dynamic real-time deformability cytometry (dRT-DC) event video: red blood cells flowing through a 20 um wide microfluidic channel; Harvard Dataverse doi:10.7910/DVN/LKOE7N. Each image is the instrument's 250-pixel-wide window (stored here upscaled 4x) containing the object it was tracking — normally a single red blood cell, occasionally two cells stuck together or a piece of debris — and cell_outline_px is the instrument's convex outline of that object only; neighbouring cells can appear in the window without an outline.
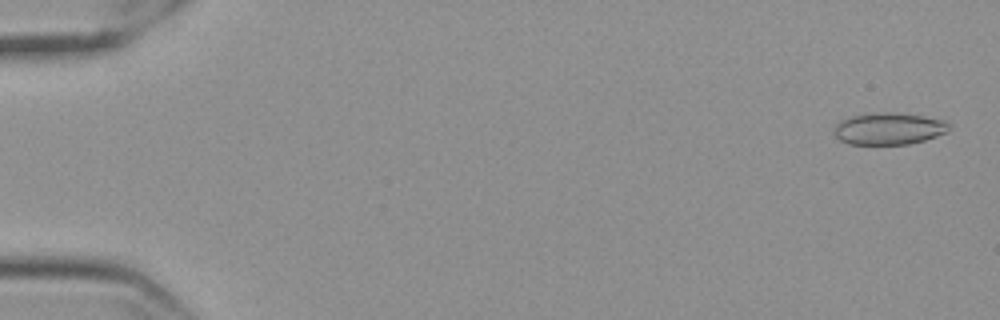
{"species": "Egyptian fruit bat (a non-hibernating species)", "species_latin": "Rousettus aegyptiacus", "temperature_condition": "cold", "stored_images_in_passage": 58, "camera_frame_rate_fps": 3000, "um_per_image_px": 0.085, "frame": {"image": 1, "passage_image": 2, "time_ms": 0.333, "image_size_px": [1000, 320], "cell_outline_px": [[948, 132], [924, 140], [908, 144], [848, 144], [840, 140], [836, 136], [836, 124], [840, 120], [848, 116], [872, 112], [896, 112], [924, 116], [944, 120], [948, 124]], "centroid_in_image_um": [75.53, 10.92], "position_along_channel_um": 9.5, "area_um2": 21.44}}
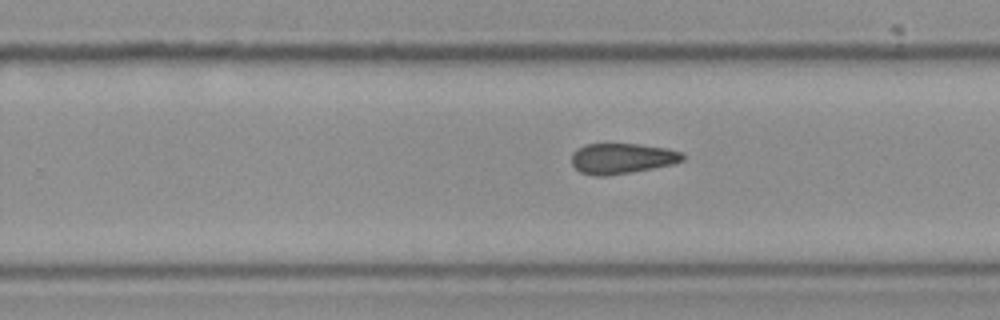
{"frame": {"image": 2, "passage_image": 37, "time_ms": 12.0, "image_size_px": [1000, 320], "cell_outline_px": [[684, 160], [672, 164], [652, 168], [604, 176], [596, 176], [580, 172], [572, 164], [572, 152], [576, 148], [584, 144], [636, 144], [668, 148], [680, 152], [684, 156]], "centroid_in_image_um": [52.83, 13.46], "position_along_channel_um": 277.0, "area_um2": 19.59}}
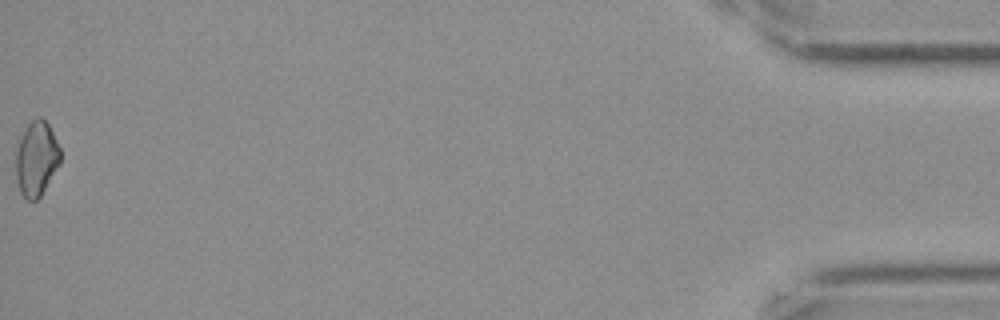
{"frame": {"image": 3, "passage_image": 58, "time_ms": 19.0, "image_size_px": [1000, 320], "cell_outline_px": [[60, 164], [40, 196], [36, 200], [28, 200], [20, 192], [16, 176], [16, 148], [28, 124], [36, 116], [40, 116], [48, 124], [60, 148]], "centroid_in_image_um": [3.1, 13.48], "position_along_channel_um": 432.1, "area_um2": 19.13}, "authors_computed_cell_mechanics": {"area_um2": 20.3456, "velocity_mm_per_s": 3.5468, "shape_relaxation_time_tau1_ms": null, "shape_relaxation_time_tau2_ms": 6.8464, "deformation_change_tau1": null, "deformation_change_tau2": 0.1204}}